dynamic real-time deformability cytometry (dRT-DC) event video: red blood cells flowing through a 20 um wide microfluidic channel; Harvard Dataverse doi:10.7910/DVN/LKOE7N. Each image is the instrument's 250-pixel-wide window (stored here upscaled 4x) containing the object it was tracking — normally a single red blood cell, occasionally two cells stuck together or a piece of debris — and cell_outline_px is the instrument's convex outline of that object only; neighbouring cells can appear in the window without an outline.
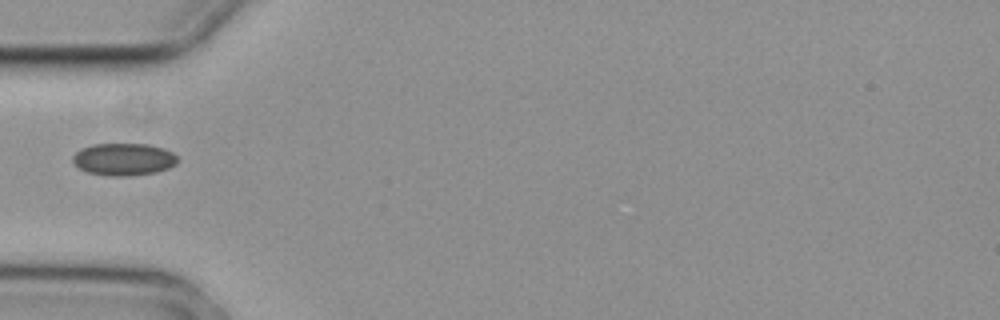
{"species": "common noctule bat (a hibernating species)", "species_latin": "Nyctalus noctula", "temperature_condition": "cold", "stored_images_in_passage": 1, "camera_frame_rate_fps": 3000, "um_per_image_px": 0.085, "animal": {"sex": "female", "body_mass_g": 29.2, "forearm_length_mm": 56.3}, "frame": {"image": 1, "passage_image": 1, "time_ms": 0.0, "image_size_px": [1000, 320], "cell_outline_px": [[176, 164], [168, 168], [156, 172], [124, 176], [108, 176], [88, 172], [72, 164], [72, 156], [80, 148], [92, 144], [148, 144], [164, 148], [172, 152], [176, 156]], "centroid_in_image_um": [10.47, 13.53], "position_along_channel_um": 74.5, "area_um2": 19.77}}